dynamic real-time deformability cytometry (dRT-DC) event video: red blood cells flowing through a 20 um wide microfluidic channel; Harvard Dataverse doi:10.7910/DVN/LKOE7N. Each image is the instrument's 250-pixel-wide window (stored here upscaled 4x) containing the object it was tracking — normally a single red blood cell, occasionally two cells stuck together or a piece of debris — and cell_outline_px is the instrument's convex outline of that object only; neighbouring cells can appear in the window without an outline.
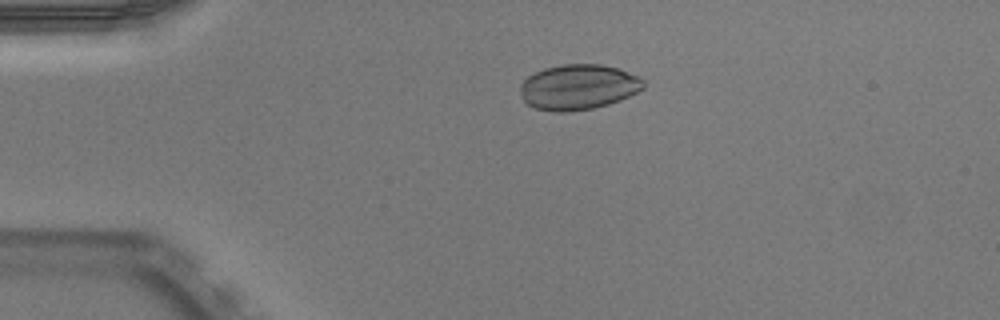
{"species": "Egyptian fruit bat (a non-hibernating species)", "species_latin": "Rousettus aegyptiacus", "temperature_condition": "warm", "stored_images_in_passage": 52, "camera_frame_rate_fps": 3000, "um_per_image_px": 0.085, "animal": {"sex": "male"}, "frame": {"image": 1, "passage_image": 12, "time_ms": 3.667, "image_size_px": [1000, 320], "cell_outline_px": [[644, 88], [620, 100], [608, 104], [592, 108], [572, 112], [556, 112], [536, 108], [528, 104], [524, 100], [520, 92], [520, 84], [528, 76], [544, 68], [560, 64], [600, 64], [620, 68], [644, 80]], "centroid_in_image_um": [49.15, 7.39], "position_along_channel_um": 35.9, "area_um2": 32.54}}
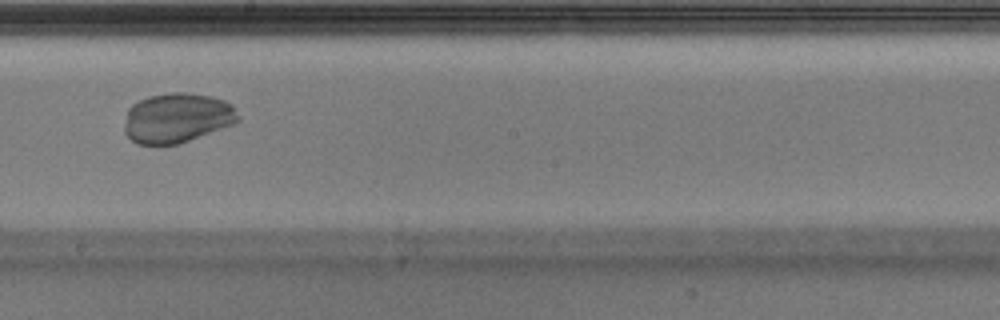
{"frame": {"image": 2, "passage_image": 30, "time_ms": 9.667, "image_size_px": [1000, 320], "cell_outline_px": [[240, 120], [232, 124], [180, 144], [156, 148], [136, 144], [124, 132], [124, 124], [128, 108], [132, 104], [148, 96], [168, 92], [184, 92], [212, 96], [224, 100], [232, 104], [240, 116]], "centroid_in_image_um": [15.01, 10.05], "position_along_channel_um": 233.2, "area_um2": 33.81}}
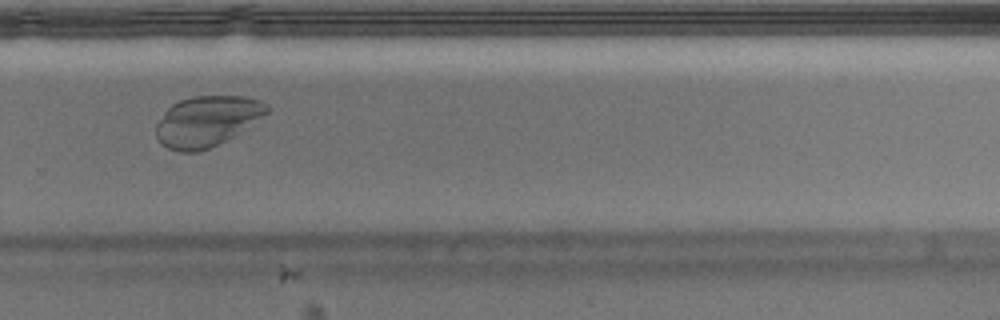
{"frame": {"image": 3, "passage_image": 36, "time_ms": 11.667, "image_size_px": [1000, 320], "cell_outline_px": [[268, 112], [232, 136], [208, 148], [196, 152], [180, 152], [168, 148], [160, 144], [156, 136], [156, 124], [164, 112], [172, 104], [180, 100], [192, 96], [244, 96], [260, 100], [268, 104]], "centroid_in_image_um": [17.54, 10.29], "position_along_channel_um": 312.3, "area_um2": 32.19}}